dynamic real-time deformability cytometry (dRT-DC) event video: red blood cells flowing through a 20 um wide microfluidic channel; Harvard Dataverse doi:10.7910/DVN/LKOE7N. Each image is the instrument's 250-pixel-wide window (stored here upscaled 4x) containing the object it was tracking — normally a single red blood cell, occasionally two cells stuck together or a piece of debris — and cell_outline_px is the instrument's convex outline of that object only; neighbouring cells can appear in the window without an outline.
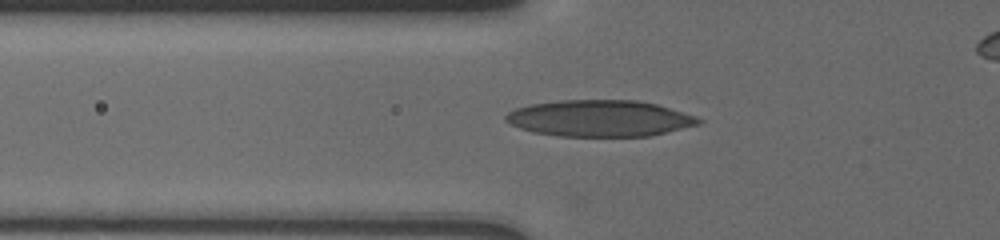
{"species": "human", "species_latin": "Homo sapiens", "temperature_condition": "cold", "stored_images_in_passage": 36, "camera_frame_rate_fps": 3000, "um_per_image_px": 0.085, "donor": {"sex": "male"}, "frame": {"image": 1, "passage_image": 2, "time_ms": 0.333, "image_size_px": [1000, 240], "cell_outline_px": [[704, 120], [700, 124], [648, 136], [556, 136], [532, 132], [520, 128], [504, 120], [504, 116], [508, 112], [516, 108], [532, 104], [564, 100], [636, 100], [656, 104]], "centroid_in_image_um": [50.92, 10.06], "position_along_channel_um": 74.9, "area_um2": 40.52}}
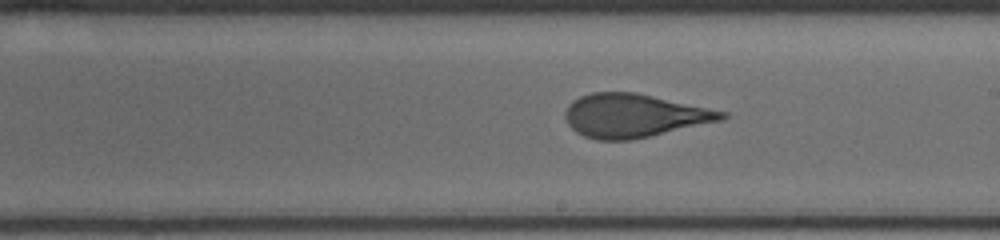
{"frame": {"image": 2, "passage_image": 22, "time_ms": 4.667, "image_size_px": [1000, 240], "cell_outline_px": [[728, 116], [720, 120], [632, 140], [596, 140], [584, 136], [576, 132], [568, 124], [564, 116], [564, 112], [568, 104], [572, 100], [580, 96], [592, 92], [636, 92], [728, 112]], "centroid_in_image_um": [53.84, 9.82], "position_along_channel_um": 235.2, "area_um2": 39.54}}
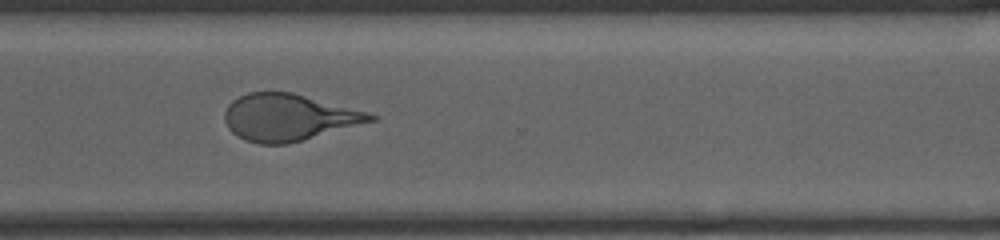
{"frame": {"image": 3, "passage_image": 35, "time_ms": 7.667, "image_size_px": [1000, 240], "cell_outline_px": [[380, 116], [376, 120], [288, 144], [260, 144], [244, 140], [236, 136], [228, 128], [224, 120], [224, 112], [228, 104], [232, 100], [248, 92], [292, 92]], "centroid_in_image_um": [24.47, 9.98], "position_along_channel_um": 346.1, "area_um2": 39.54}}